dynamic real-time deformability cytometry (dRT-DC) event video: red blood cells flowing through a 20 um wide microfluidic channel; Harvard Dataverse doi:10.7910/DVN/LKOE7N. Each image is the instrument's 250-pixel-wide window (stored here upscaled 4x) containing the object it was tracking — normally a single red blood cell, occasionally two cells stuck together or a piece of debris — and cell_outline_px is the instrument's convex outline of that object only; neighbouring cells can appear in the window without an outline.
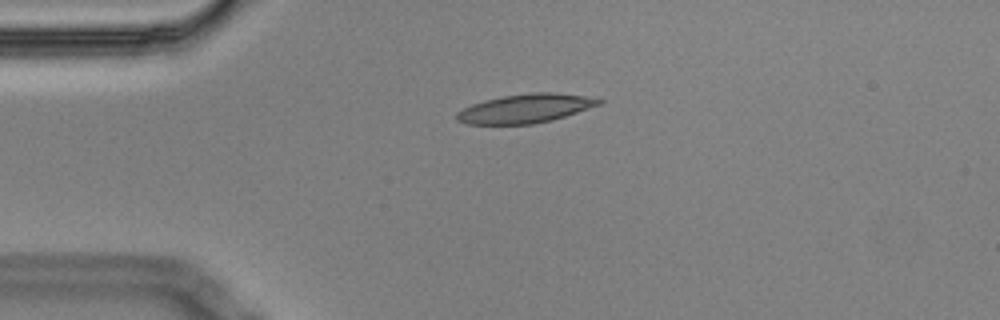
{"species": "Egyptian fruit bat (a non-hibernating species)", "species_latin": "Rousettus aegyptiacus", "temperature_condition": "cold", "stored_images_in_passage": 5, "camera_frame_rate_fps": 3000, "um_per_image_px": 0.085, "animal": {"sex": "male"}, "frame": {"image": 1, "passage_image": 3, "time_ms": 0.667, "image_size_px": [1000, 320], "cell_outline_px": [[604, 100], [600, 104], [552, 120], [532, 124], [468, 124], [456, 120], [456, 112], [472, 104], [484, 100], [504, 96], [532, 92], [552, 92], [584, 96]], "centroid_in_image_um": [44.62, 9.22], "position_along_channel_um": 40.4, "area_um2": 23.64}}
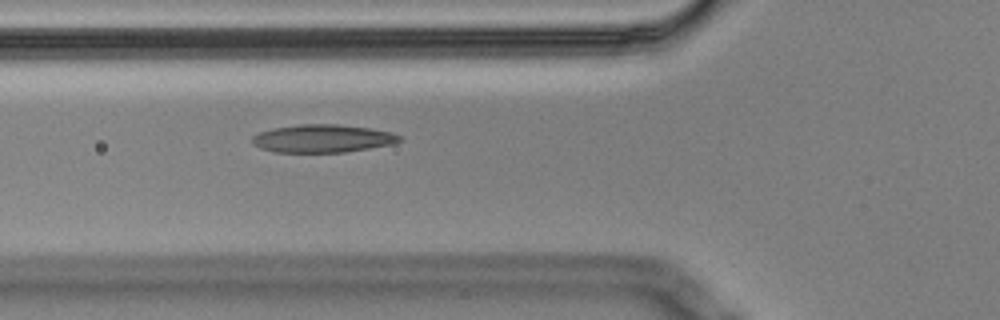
{"frame": {"image": 2, "passage_image": 5, "time_ms": 1.333, "image_size_px": [1000, 320], "cell_outline_px": [[404, 140], [392, 144], [344, 152], [272, 152], [260, 148], [252, 144], [252, 136], [260, 132], [272, 128], [300, 124], [336, 124], [372, 128], [392, 132], [404, 136]], "centroid_in_image_um": [27.45, 11.77], "position_along_channel_um": 98.4, "area_um2": 24.22}}